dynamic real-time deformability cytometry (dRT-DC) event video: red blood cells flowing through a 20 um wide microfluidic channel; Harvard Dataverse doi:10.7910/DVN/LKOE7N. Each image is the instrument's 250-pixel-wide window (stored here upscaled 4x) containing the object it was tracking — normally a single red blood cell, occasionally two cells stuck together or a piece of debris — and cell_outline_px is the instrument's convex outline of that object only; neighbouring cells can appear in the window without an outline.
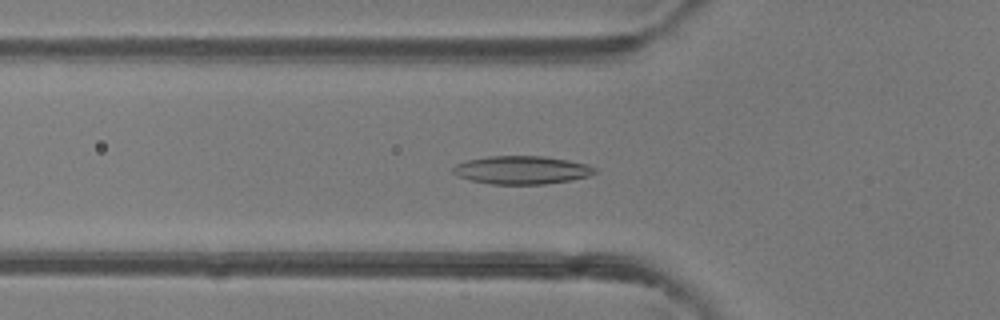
{"species": "common noctule bat (a hibernating species)", "species_latin": "Nyctalus noctula", "temperature_condition": "room temperature", "stored_images_in_passage": 39, "camera_frame_rate_fps": 3000, "um_per_image_px": 0.085, "animal": {"sex": "female"}, "frame": {"image": 1, "passage_image": 7, "time_ms": 2.0, "image_size_px": [1000, 320], "cell_outline_px": [[596, 172], [588, 176], [568, 180], [544, 184], [492, 184], [472, 180], [456, 176], [452, 172], [452, 168], [456, 164], [468, 160], [488, 156], [544, 156], [568, 160], [588, 164], [596, 168]], "centroid_in_image_um": [44.33, 14.44], "position_along_channel_um": 81.5, "area_um2": 23.18}}
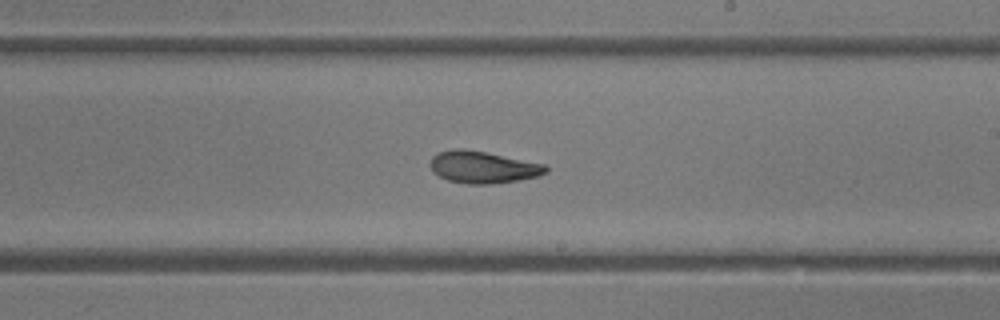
{"frame": {"image": 2, "passage_image": 19, "time_ms": 6.0, "image_size_px": [1000, 320], "cell_outline_px": [[548, 172], [536, 176], [516, 180], [492, 184], [468, 184], [448, 180], [432, 172], [432, 156], [436, 152], [452, 148], [464, 148], [544, 164], [548, 168]], "centroid_in_image_um": [41.01, 14.2], "position_along_channel_um": 248.0, "area_um2": 21.33}}
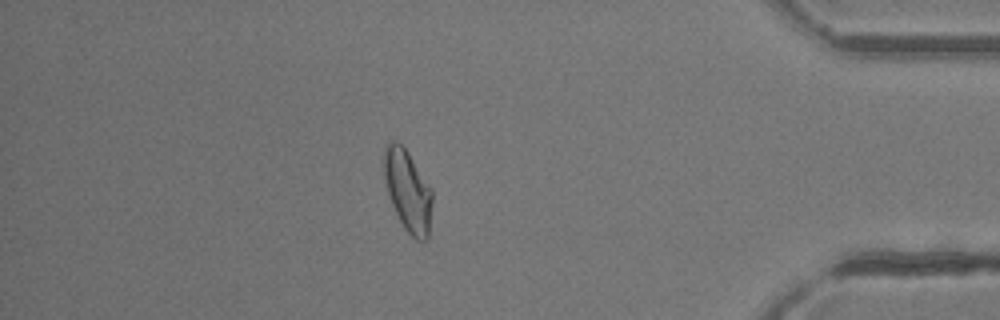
{"frame": {"image": 3, "passage_image": 33, "time_ms": 10.667, "image_size_px": [1000, 320], "cell_outline_px": [[432, 200], [428, 236], [424, 240], [416, 240], [404, 228], [392, 204], [388, 192], [384, 176], [384, 148], [388, 140], [396, 140], [408, 152], [432, 188]], "centroid_in_image_um": [34.66, 16.17], "position_along_channel_um": 400.5, "area_um2": 22.72}, "authors_computed_cell_mechanics": {"area_um2": 22.1952, "velocity_mm_per_s": 4.1409, "shape_relaxation_time_tau1_ms": 6.9892, "shape_relaxation_time_tau2_ms": 2.9427, "deformation_change_tau1": 0.1914, "deformation_change_tau2": 0.1005}}